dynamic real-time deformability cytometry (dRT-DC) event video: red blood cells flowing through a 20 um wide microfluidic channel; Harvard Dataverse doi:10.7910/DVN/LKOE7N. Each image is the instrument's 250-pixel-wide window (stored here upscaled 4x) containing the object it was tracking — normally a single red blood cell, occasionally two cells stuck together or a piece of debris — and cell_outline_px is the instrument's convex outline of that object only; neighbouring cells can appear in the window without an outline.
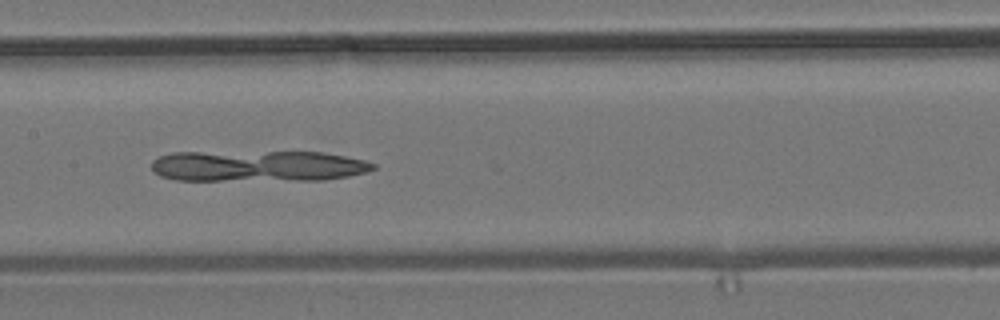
{"species": "common noctule bat (a hibernating species)", "species_latin": "Nyctalus noctula", "temperature_condition": "room temperature", "stored_images_in_passage": 54, "camera_frame_rate_fps": 3000, "um_per_image_px": 0.085, "animal": {"sex": "male", "body_mass_g": 19.2, "forearm_length_mm": 51.8}, "frame": {"image": 1, "passage_image": 26, "time_ms": 8.333, "image_size_px": [1000, 320], "cell_outline_px": [[376, 168], [368, 172], [348, 176], [324, 180], [176, 180], [160, 176], [152, 172], [152, 160], [160, 156], [172, 152], [324, 152], [364, 160], [376, 164]], "centroid_in_image_um": [21.92, 14.11], "position_along_channel_um": 185.5, "area_um2": 40.4}}
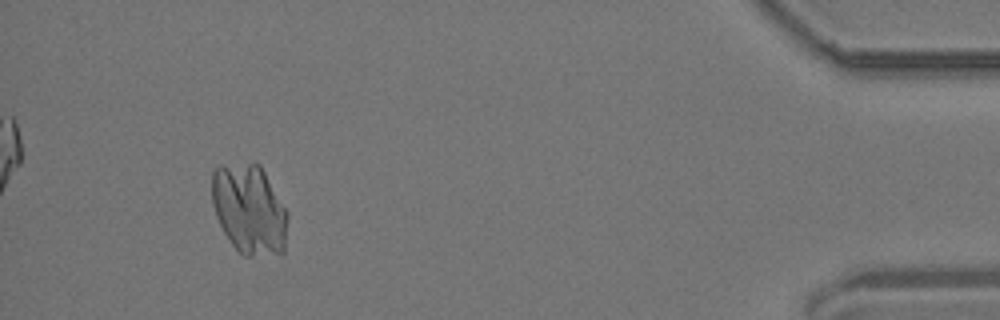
{"frame": {"image": 2, "passage_image": 50, "time_ms": 16.333, "image_size_px": [1000, 320], "cell_outline_px": [[288, 216], [284, 252], [280, 256], [244, 256], [232, 244], [224, 232], [216, 216], [212, 204], [212, 172], [220, 164], [260, 164], [288, 212]], "centroid_in_image_um": [21.2, 17.82], "position_along_channel_um": 414.0, "area_um2": 40.0}}